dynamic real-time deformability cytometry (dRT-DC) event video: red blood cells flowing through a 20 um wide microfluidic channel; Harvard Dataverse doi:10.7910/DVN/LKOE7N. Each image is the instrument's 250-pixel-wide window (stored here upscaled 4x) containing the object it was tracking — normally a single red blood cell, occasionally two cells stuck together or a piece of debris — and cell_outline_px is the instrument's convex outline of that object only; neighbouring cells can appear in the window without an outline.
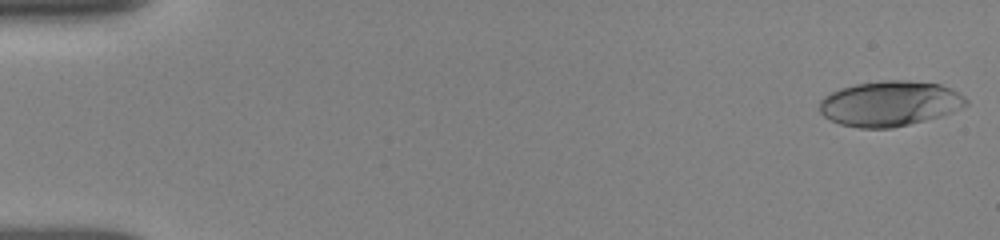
{"species": "human", "species_latin": "Homo sapiens", "temperature_condition": "room temperature", "stored_images_in_passage": 18, "camera_frame_rate_fps": 3000, "um_per_image_px": 0.085, "donor": {"sex": "female"}, "frame": {"image": 1, "passage_image": 1, "time_ms": 0.0, "image_size_px": [1000, 240], "cell_outline_px": [[968, 104], [952, 112], [940, 116], [892, 128], [860, 128], [840, 124], [824, 116], [820, 112], [820, 100], [824, 96], [840, 88], [856, 84], [880, 80], [908, 80], [940, 84], [952, 88], [960, 92], [968, 100]], "centroid_in_image_um": [75.65, 8.79], "position_along_channel_um": 9.4, "area_um2": 38.67}}
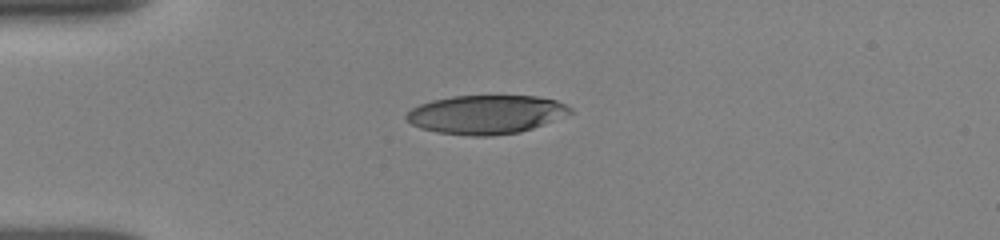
{"frame": {"image": 2, "passage_image": 11, "time_ms": 4.0, "image_size_px": [1000, 240], "cell_outline_px": [[572, 112], [532, 128], [520, 132], [492, 136], [472, 136], [440, 132], [420, 128], [412, 124], [404, 116], [412, 108], [420, 104], [432, 100], [452, 96], [536, 96], [556, 100], [572, 108]], "centroid_in_image_um": [41.29, 9.73], "position_along_channel_um": 43.7, "area_um2": 36.65}}
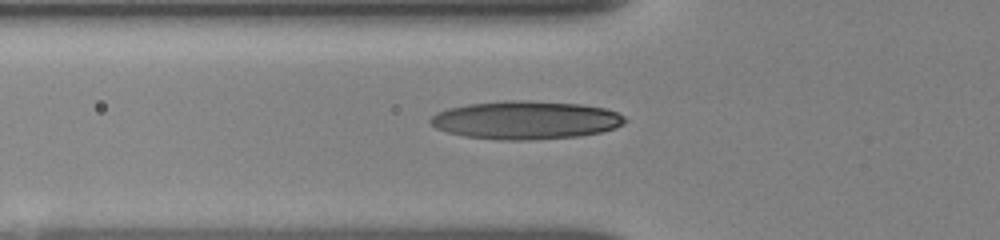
{"frame": {"image": 3, "passage_image": 15, "time_ms": 5.667, "image_size_px": [1000, 240], "cell_outline_px": [[628, 120], [624, 124], [616, 128], [600, 132], [580, 136], [528, 140], [500, 140], [464, 136], [448, 132], [436, 128], [428, 120], [436, 112], [448, 108], [468, 104], [504, 100], [528, 100], [580, 104], [604, 108], [616, 112], [624, 116]], "centroid_in_image_um": [44.69, 10.2], "position_along_channel_um": 81.1, "area_um2": 43.52}}